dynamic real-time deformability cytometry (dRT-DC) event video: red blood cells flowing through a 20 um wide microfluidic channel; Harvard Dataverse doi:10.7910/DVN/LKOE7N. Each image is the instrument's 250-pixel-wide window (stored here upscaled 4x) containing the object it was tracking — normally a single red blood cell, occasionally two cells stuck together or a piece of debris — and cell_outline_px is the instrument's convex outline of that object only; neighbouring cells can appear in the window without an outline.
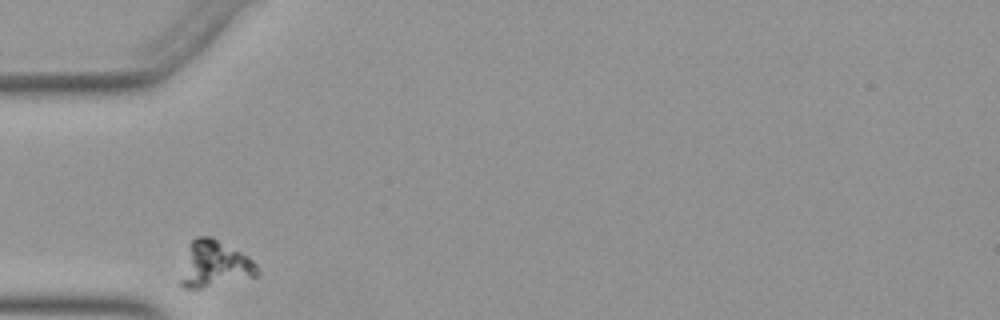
{"species": "Egyptian fruit bat (a non-hibernating species)", "species_latin": "Rousettus aegyptiacus", "temperature_condition": "warm", "stored_images_in_passage": 27, "camera_frame_rate_fps": 3000, "um_per_image_px": 0.085, "animal": {"sex": "female"}, "frame": {"image": 1, "passage_image": 1, "time_ms": 0.0, "image_size_px": [1000, 320], "cell_outline_px": [[256, 276], [200, 288], [184, 288], [180, 284], [180, 280], [188, 244], [196, 236], [212, 236], [248, 256], [256, 264]], "centroid_in_image_um": [18.19, 22.42], "position_along_channel_um": 66.8, "area_um2": 20.35}}
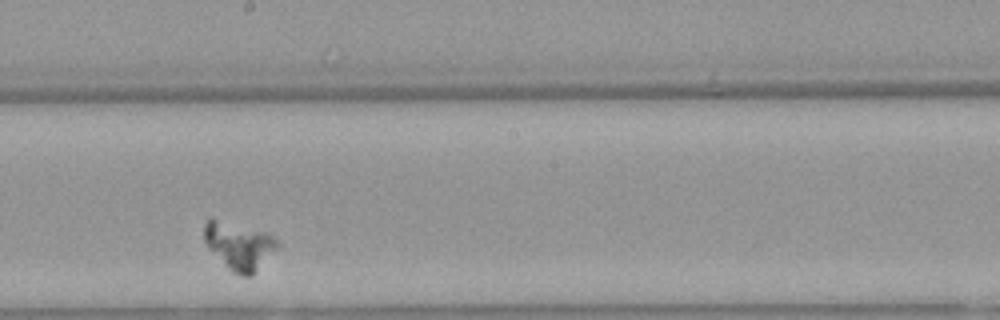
{"frame": {"image": 2, "passage_image": 15, "time_ms": 4.667, "image_size_px": [1000, 320], "cell_outline_px": [[280, 244], [252, 276], [240, 276], [232, 272], [208, 248], [204, 240], [204, 224], [208, 216], [212, 216], [264, 232], [272, 236]], "centroid_in_image_um": [20.26, 20.86], "position_along_channel_um": 227.9, "area_um2": 20.35}}
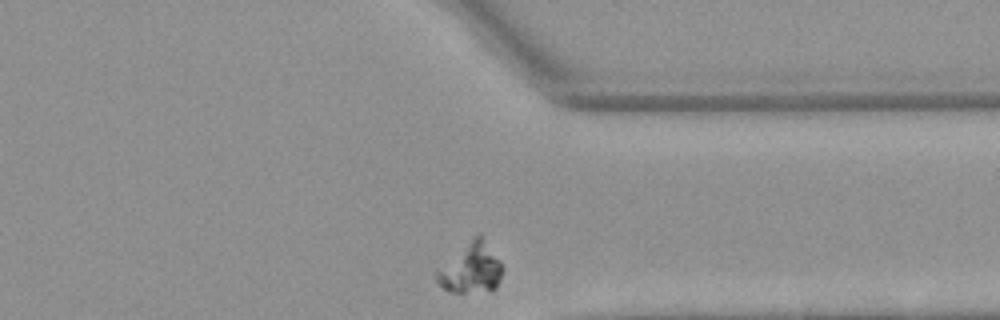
{"frame": {"image": 3, "passage_image": 27, "time_ms": 8.667, "image_size_px": [1000, 320], "cell_outline_px": [[504, 268], [496, 288], [464, 292], [448, 292], [432, 276], [436, 272], [476, 236], [480, 236], [500, 260]], "centroid_in_image_um": [40.05, 22.86], "position_along_channel_um": 371.4, "area_um2": 18.09}}